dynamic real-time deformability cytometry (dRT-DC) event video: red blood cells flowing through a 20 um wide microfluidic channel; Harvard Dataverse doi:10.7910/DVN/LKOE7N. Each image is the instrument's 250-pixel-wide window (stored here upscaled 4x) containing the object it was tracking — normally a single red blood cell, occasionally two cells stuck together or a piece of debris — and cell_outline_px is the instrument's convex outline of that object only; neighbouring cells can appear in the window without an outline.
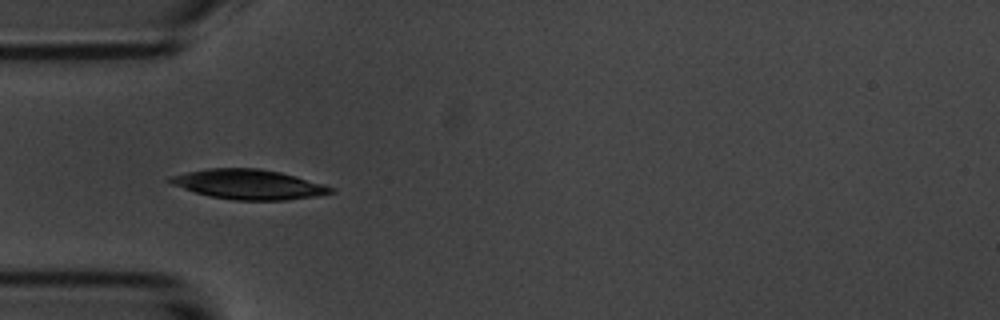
{"species": "common noctule bat (a hibernating species)", "species_latin": "Nyctalus noctula", "temperature_condition": "room temperature", "stored_images_in_passage": 7, "camera_frame_rate_fps": 3000, "um_per_image_px": 0.085, "animal": {"sex": "male", "body_mass_g": 20.1, "forearm_length_mm": 53.5}, "frame": {"image": 1, "passage_image": 4, "time_ms": 3.333, "image_size_px": [1000, 320], "cell_outline_px": [[336, 192], [316, 196], [284, 200], [232, 200], [212, 196], [196, 192], [172, 184], [164, 180], [168, 176], [208, 168], [260, 168], [280, 172], [324, 184], [336, 188]], "centroid_in_image_um": [21.15, 15.66], "position_along_channel_um": 63.9, "area_um2": 27.86}}
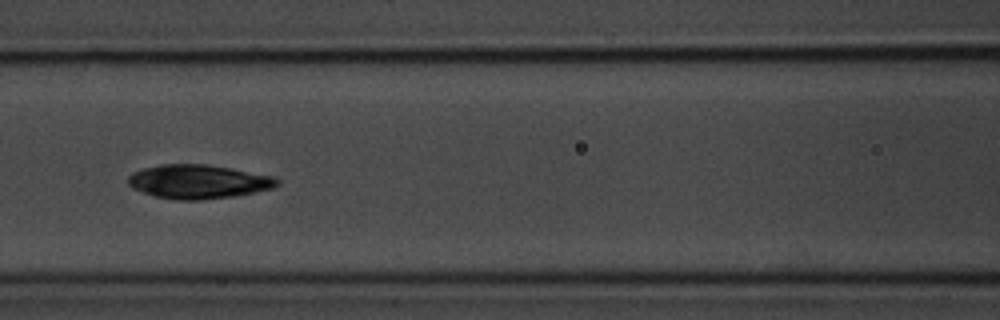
{"frame": {"image": 2, "passage_image": 6, "time_ms": 5.667, "image_size_px": [1000, 320], "cell_outline_px": [[280, 184], [272, 188], [232, 196], [200, 200], [176, 200], [156, 196], [132, 188], [128, 184], [128, 176], [132, 172], [144, 168], [160, 164], [208, 164], [232, 168], [272, 176], [280, 180]], "centroid_in_image_um": [16.84, 15.43], "position_along_channel_um": 149.8, "area_um2": 29.36}}
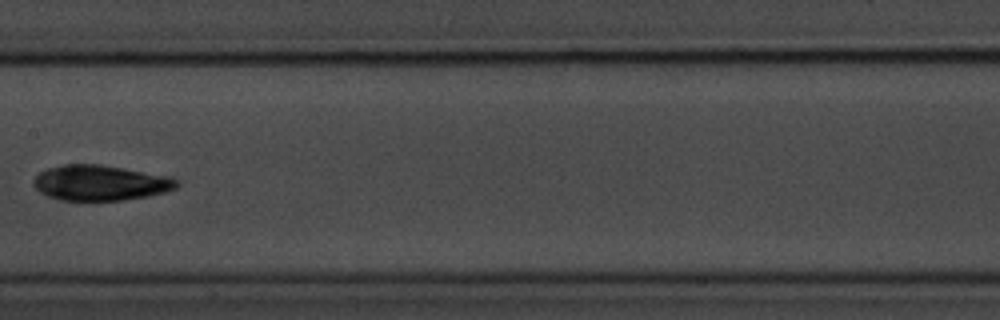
{"frame": {"image": 3, "passage_image": 7, "time_ms": 7.0, "image_size_px": [1000, 320], "cell_outline_px": [[180, 184], [176, 188], [164, 192], [148, 196], [124, 200], [60, 200], [48, 196], [40, 192], [32, 184], [32, 180], [40, 172], [48, 168], [64, 164], [100, 164], [172, 176], [180, 180]], "centroid_in_image_um": [8.56, 15.53], "position_along_channel_um": 198.8, "area_um2": 29.77}}